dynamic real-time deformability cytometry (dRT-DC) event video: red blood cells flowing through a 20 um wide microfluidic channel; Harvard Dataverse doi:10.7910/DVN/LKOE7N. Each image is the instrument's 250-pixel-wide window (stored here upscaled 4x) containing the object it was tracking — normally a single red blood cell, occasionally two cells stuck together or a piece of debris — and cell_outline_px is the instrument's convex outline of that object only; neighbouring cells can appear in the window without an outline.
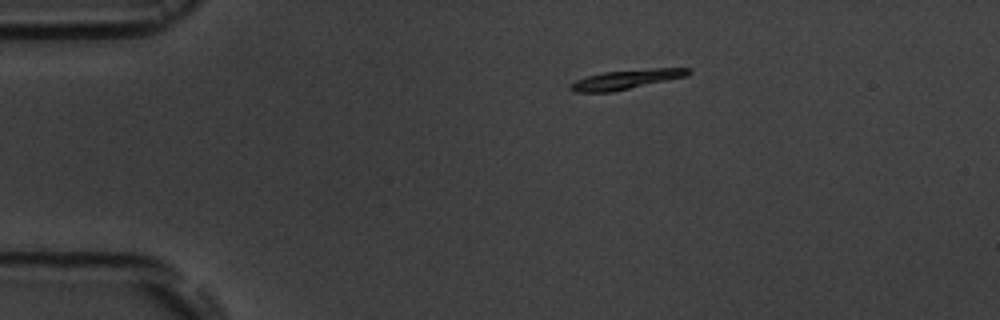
{"species": "common noctule bat (a hibernating species)", "species_latin": "Nyctalus noctula", "temperature_condition": "room temperature", "stored_images_in_passage": 2, "camera_frame_rate_fps": 3000, "um_per_image_px": 0.085, "animal": {"sex": "male", "body_mass_g": 19.5, "forearm_length_mm": 54.6}, "frame": {"image": 1, "passage_image": 1, "time_ms": 0.0, "image_size_px": [1000, 320], "cell_outline_px": [[692, 72], [688, 76], [612, 92], [572, 92], [568, 88], [568, 84], [576, 80], [588, 76], [604, 72], [652, 68], [692, 68]], "centroid_in_image_um": [53.23, 6.75], "position_along_channel_um": 31.8, "area_um2": 13.47}}